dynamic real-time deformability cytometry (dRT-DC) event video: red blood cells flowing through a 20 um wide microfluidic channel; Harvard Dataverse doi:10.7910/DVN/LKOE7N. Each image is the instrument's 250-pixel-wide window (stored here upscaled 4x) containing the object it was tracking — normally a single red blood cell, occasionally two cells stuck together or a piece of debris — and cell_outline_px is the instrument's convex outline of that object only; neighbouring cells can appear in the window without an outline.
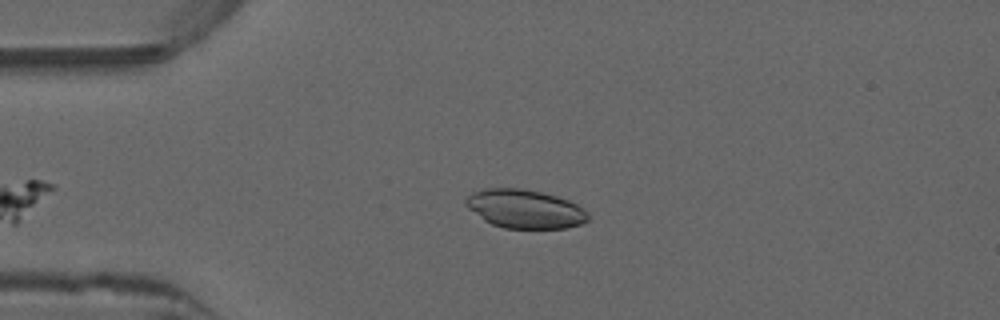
{"species": "common noctule bat (a hibernating species)", "species_latin": "Nyctalus noctula", "temperature_condition": "warm", "stored_images_in_passage": 38, "camera_frame_rate_fps": 3000, "um_per_image_px": 0.085, "animal": {"sex": "male", "forearm_length_mm": 52.5}, "frame": {"image": 1, "passage_image": 2, "time_ms": 0.333, "image_size_px": [1000, 320], "cell_outline_px": [[588, 220], [580, 224], [564, 228], [504, 228], [492, 224], [484, 220], [468, 208], [464, 204], [464, 200], [472, 192], [484, 188], [524, 188], [556, 196], [568, 200], [576, 204], [588, 212]], "centroid_in_image_um": [44.58, 17.75], "position_along_channel_um": 40.4, "area_um2": 27.51}}
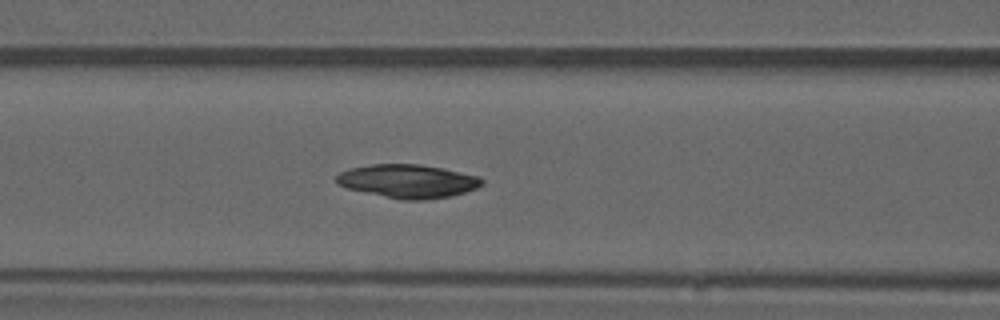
{"frame": {"image": 2, "passage_image": 11, "time_ms": 3.333, "image_size_px": [1000, 320], "cell_outline_px": [[484, 184], [476, 188], [452, 196], [424, 200], [400, 200], [348, 188], [340, 184], [336, 180], [336, 176], [340, 172], [348, 168], [372, 164], [420, 164], [444, 168], [480, 176], [484, 180]], "centroid_in_image_um": [34.71, 15.39], "position_along_channel_um": 131.9, "area_um2": 28.5}}
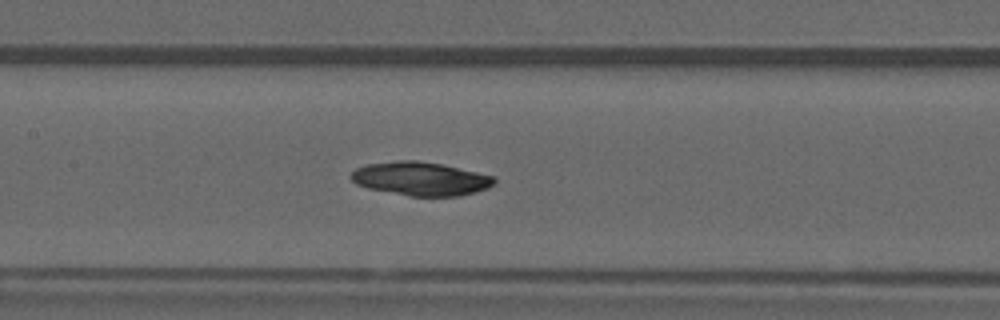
{"frame": {"image": 3, "passage_image": 14, "time_ms": 4.333, "image_size_px": [1000, 320], "cell_outline_px": [[496, 184], [488, 188], [476, 192], [460, 196], [408, 196], [368, 188], [356, 184], [348, 176], [356, 168], [364, 164], [396, 160], [416, 160], [440, 164], [496, 176]], "centroid_in_image_um": [35.75, 15.19], "position_along_channel_um": 171.6, "area_um2": 28.32}}